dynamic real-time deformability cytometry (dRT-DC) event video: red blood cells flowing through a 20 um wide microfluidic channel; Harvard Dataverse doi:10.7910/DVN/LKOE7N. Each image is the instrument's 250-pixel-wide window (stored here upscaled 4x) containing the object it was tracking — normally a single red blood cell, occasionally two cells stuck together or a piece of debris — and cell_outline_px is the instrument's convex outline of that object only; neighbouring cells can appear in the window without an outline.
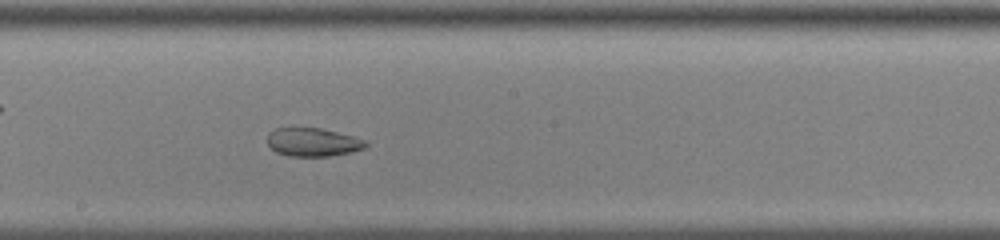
{"species": "common noctule bat (a hibernating species)", "species_latin": "Nyctalus noctula", "temperature_condition": "cold", "stored_images_in_passage": 44, "segment_of_instrument_passage": [1, 2], "camera_frame_rate_fps": 3000, "um_per_image_px": 0.085, "animal": {"sex": "male", "body_mass_g": 13.0, "forearm_length_mm": 53.1}, "frame": {"image": 1, "passage_image": 19, "time_ms": 6.0, "image_size_px": [1000, 240], "cell_outline_px": [[368, 144], [364, 148], [348, 152], [328, 156], [288, 156], [276, 152], [268, 144], [268, 132], [276, 128], [320, 128], [368, 140]], "centroid_in_image_um": [26.58, 12.08], "position_along_channel_um": 221.6, "area_um2": 16.13}}